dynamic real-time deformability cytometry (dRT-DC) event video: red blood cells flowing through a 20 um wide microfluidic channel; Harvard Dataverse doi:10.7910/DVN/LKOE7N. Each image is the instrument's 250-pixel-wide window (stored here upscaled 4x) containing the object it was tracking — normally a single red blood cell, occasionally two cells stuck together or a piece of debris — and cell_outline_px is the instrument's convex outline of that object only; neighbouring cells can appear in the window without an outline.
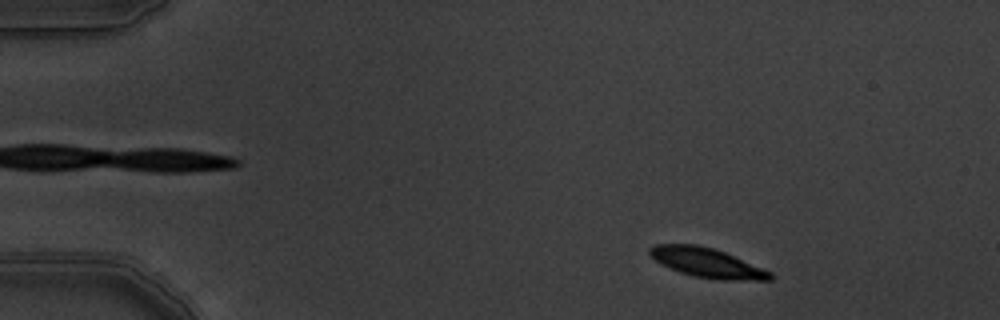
{"species": "common noctule bat (a hibernating species)", "species_latin": "Nyctalus noctula", "temperature_condition": "warm", "stored_images_in_passage": 5, "camera_frame_rate_fps": 3000, "um_per_image_px": 0.085, "animal": {"sex": "male", "body_mass_g": 19.5, "forearm_length_mm": 54.6}, "frame": {"image": 1, "passage_image": 5, "time_ms": 1.333, "image_size_px": [1000, 320], "cell_outline_px": [[772, 280], [716, 280], [692, 276], [668, 268], [660, 264], [648, 252], [648, 248], [656, 244], [696, 244], [716, 248], [772, 272]], "centroid_in_image_um": [60.08, 22.33], "position_along_channel_um": 24.9, "area_um2": 20.92}}